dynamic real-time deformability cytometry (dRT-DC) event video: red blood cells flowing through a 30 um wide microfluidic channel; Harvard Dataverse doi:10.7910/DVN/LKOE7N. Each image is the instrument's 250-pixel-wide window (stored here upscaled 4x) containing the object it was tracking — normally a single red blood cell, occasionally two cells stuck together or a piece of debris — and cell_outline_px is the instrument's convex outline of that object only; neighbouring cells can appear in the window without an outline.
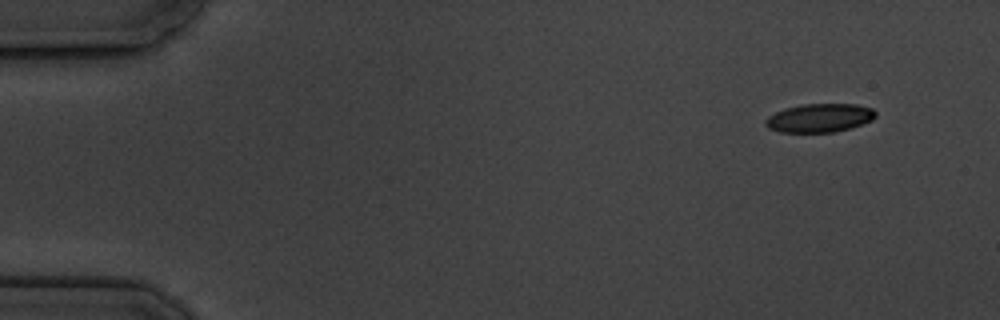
{"species": "common noctule bat (a hibernating species)", "species_latin": "Nyctalus noctula", "temperature_condition": "cold", "stored_images_in_passage": 5, "camera_frame_rate_fps": 3000, "um_per_image_px": 0.085, "animal": {"sex": "male", "body_mass_g": 19.5, "forearm_length_mm": 54.6}, "frame": {"image": 1, "passage_image": 1, "time_ms": 0.0, "image_size_px": [1000, 320], "cell_outline_px": [[876, 116], [872, 120], [852, 128], [832, 132], [780, 132], [768, 128], [764, 124], [764, 120], [768, 116], [784, 108], [804, 104], [856, 104], [872, 108], [876, 112]], "centroid_in_image_um": [69.65, 10.02], "position_along_channel_um": 15.3, "area_um2": 18.44}}